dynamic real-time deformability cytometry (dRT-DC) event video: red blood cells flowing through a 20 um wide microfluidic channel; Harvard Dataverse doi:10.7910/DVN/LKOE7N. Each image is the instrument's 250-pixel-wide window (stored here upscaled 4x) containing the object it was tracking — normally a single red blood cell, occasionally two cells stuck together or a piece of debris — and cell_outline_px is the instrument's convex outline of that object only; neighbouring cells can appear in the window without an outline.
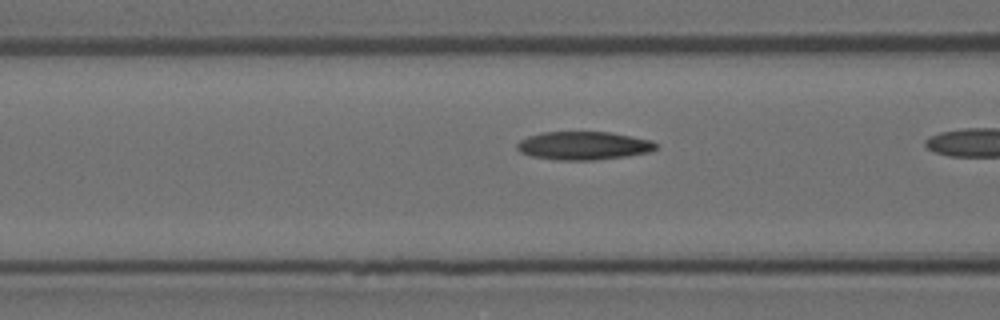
{"species": "Egyptian fruit bat (a non-hibernating species)", "species_latin": "Rousettus aegyptiacus", "temperature_condition": "room temperature", "stored_images_in_passage": 14, "camera_frame_rate_fps": 3000, "um_per_image_px": 0.085, "animal": {"sex": "female"}, "frame": {"image": 1, "passage_image": 12, "time_ms": 3.667, "image_size_px": [1000, 320], "cell_outline_px": [[656, 148], [648, 152], [628, 156], [592, 160], [556, 160], [532, 156], [520, 152], [516, 148], [516, 144], [520, 140], [528, 136], [540, 132], [608, 132], [632, 136], [652, 140], [656, 144]], "centroid_in_image_um": [49.57, 12.38], "position_along_channel_um": 117.0, "area_um2": 22.89}}